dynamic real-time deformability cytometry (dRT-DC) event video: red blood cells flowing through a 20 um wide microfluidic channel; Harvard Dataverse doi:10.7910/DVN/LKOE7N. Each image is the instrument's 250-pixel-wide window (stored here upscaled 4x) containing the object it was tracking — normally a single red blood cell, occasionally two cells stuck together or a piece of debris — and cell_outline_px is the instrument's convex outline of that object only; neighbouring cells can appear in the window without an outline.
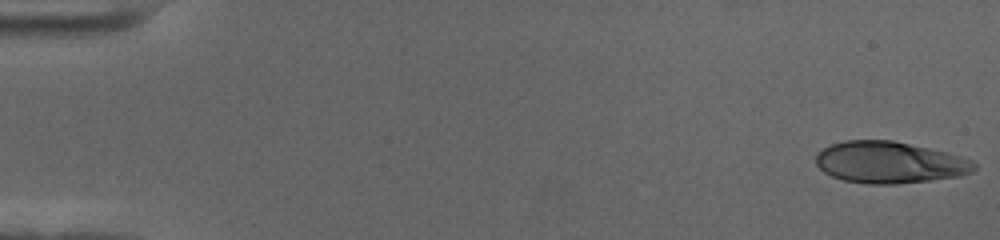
{"species": "human", "species_latin": "Homo sapiens", "temperature_condition": "cold", "stored_images_in_passage": 57, "camera_frame_rate_fps": 3000, "um_per_image_px": 0.085, "donor": {"sex": "female"}, "frame": {"image": 1, "passage_image": 1, "time_ms": 0.0, "image_size_px": [1000, 240], "cell_outline_px": [[976, 168], [972, 172], [960, 176], [896, 184], [868, 184], [844, 180], [832, 176], [824, 172], [816, 164], [816, 156], [824, 148], [832, 144], [844, 140], [892, 140], [928, 148], [960, 156], [972, 160], [976, 164]], "centroid_in_image_um": [75.61, 13.81], "position_along_channel_um": 9.4, "area_um2": 38.15}}
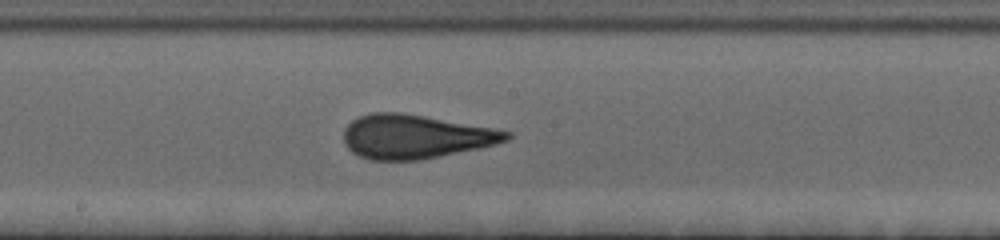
{"frame": {"image": 2, "passage_image": 31, "time_ms": 10.0, "image_size_px": [1000, 240], "cell_outline_px": [[512, 136], [508, 140], [496, 144], [480, 148], [420, 160], [368, 160], [352, 152], [344, 144], [344, 128], [352, 120], [360, 116], [372, 112], [400, 112], [424, 116], [492, 128], [512, 132]], "centroid_in_image_um": [35.28, 11.62], "position_along_channel_um": 212.9, "area_um2": 41.62}}
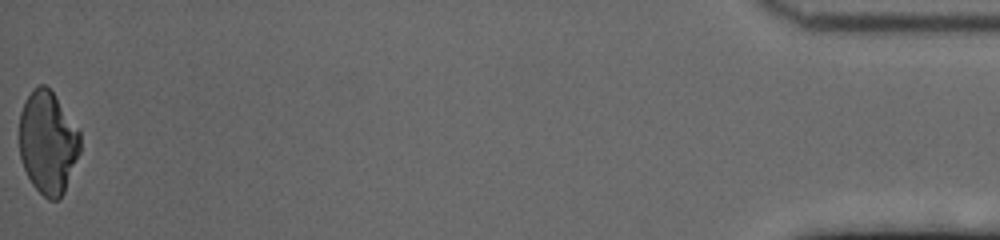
{"frame": {"image": 3, "passage_image": 57, "time_ms": 18.667, "image_size_px": [1000, 240], "cell_outline_px": [[80, 152], [64, 192], [60, 200], [48, 200], [32, 184], [20, 160], [20, 112], [24, 100], [32, 88], [40, 84], [44, 84], [52, 92], [80, 128]], "centroid_in_image_um": [4.08, 12.09], "position_along_channel_um": 431.1, "area_um2": 36.76}, "authors_computed_cell_mechanics": {"area_um2": 39.9976, "velocity_mm_per_s": 3.5506, "shape_relaxation_time_tau1_ms": 4.0413, "shape_relaxation_time_tau2_ms": 1.066, "deformation_change_tau1": 0.1632, "deformation_change_tau2": 0.0812}}